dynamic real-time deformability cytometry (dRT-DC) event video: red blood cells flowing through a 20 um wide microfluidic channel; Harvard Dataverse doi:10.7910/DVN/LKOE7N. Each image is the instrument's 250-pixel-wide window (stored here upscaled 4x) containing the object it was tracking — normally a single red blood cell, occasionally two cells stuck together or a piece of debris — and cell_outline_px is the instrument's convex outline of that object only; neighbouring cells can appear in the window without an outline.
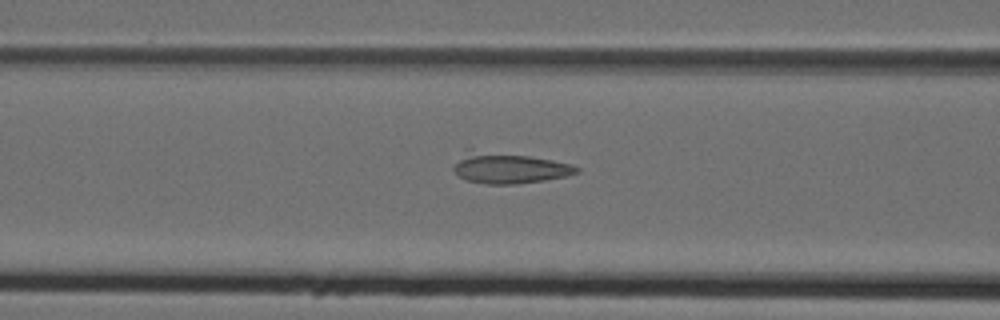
{"species": "Egyptian fruit bat (a non-hibernating species)", "species_latin": "Rousettus aegyptiacus", "temperature_condition": "cold", "stored_images_in_passage": 28, "camera_frame_rate_fps": 3000, "um_per_image_px": 0.085, "animal": {"sex": "female"}, "frame": {"image": 1, "passage_image": 20, "time_ms": 6.333, "image_size_px": [1000, 320], "cell_outline_px": [[580, 172], [568, 176], [544, 180], [516, 184], [484, 184], [464, 180], [452, 168], [464, 148], [472, 148], [528, 156], [552, 160], [572, 164], [580, 168]], "centroid_in_image_um": [43.21, 14.26], "position_along_channel_um": 123.4, "area_um2": 22.54}}
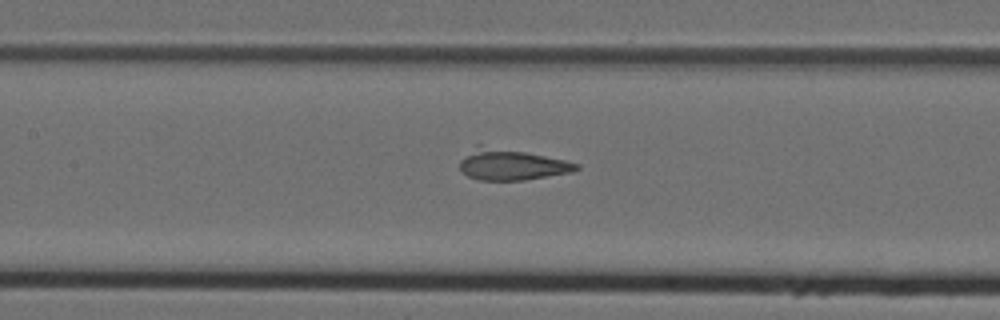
{"frame": {"image": 2, "passage_image": 23, "time_ms": 7.333, "image_size_px": [1000, 320], "cell_outline_px": [[580, 168], [576, 172], [524, 180], [480, 180], [468, 176], [460, 172], [460, 160], [476, 144], [480, 144], [524, 152], [564, 160], [580, 164]], "centroid_in_image_um": [43.47, 13.99], "position_along_channel_um": 163.9, "area_um2": 21.15}}
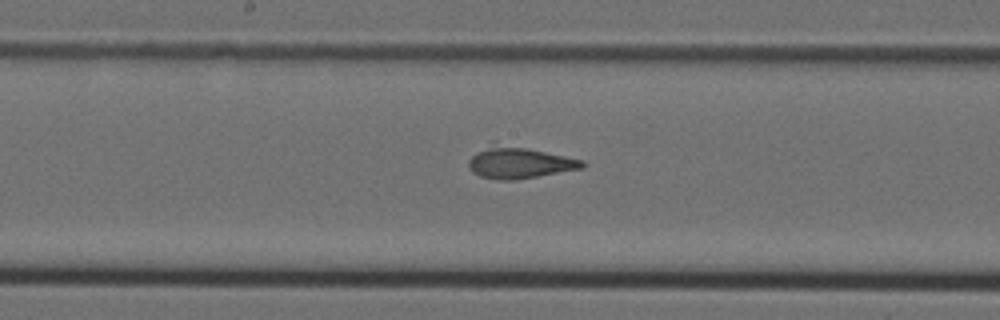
{"frame": {"image": 3, "passage_image": 26, "time_ms": 8.333, "image_size_px": [1000, 320], "cell_outline_px": [[584, 164], [580, 168], [516, 180], [500, 180], [480, 176], [472, 172], [468, 168], [468, 160], [476, 152], [492, 140], [496, 140], [584, 160]], "centroid_in_image_um": [44.04, 13.76], "position_along_channel_um": 204.2, "area_um2": 21.44}}